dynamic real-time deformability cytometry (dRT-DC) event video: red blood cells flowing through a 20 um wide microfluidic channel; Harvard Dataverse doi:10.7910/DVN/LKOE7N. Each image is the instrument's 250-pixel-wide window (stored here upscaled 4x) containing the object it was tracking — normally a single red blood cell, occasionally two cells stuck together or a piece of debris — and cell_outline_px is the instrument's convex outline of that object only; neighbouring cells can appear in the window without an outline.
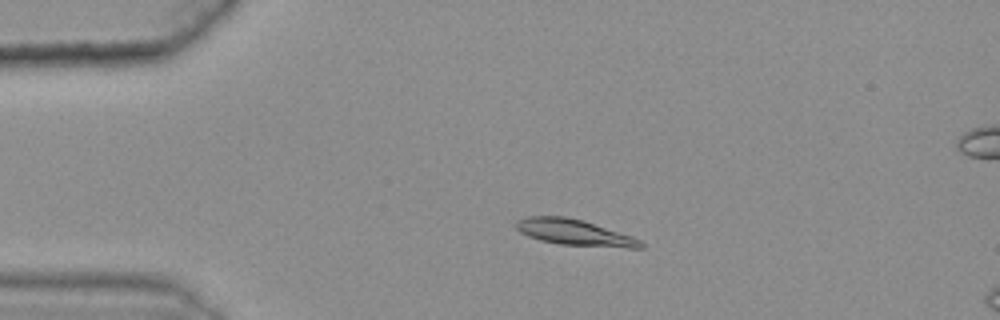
{"species": "common noctule bat (a hibernating species)", "species_latin": "Nyctalus noctula", "temperature_condition": "warm", "stored_images_in_passage": 46, "camera_frame_rate_fps": 3000, "um_per_image_px": 0.085, "animal": {"sex": "female", "body_mass_g": 25.1}, "frame": {"image": 1, "passage_image": 11, "time_ms": 3.333, "image_size_px": [1000, 320], "cell_outline_px": [[644, 248], [628, 248], [560, 244], [540, 240], [528, 236], [520, 232], [516, 228], [516, 220], [528, 216], [564, 216], [584, 220], [632, 236], [640, 240], [644, 244]], "centroid_in_image_um": [48.84, 19.75], "position_along_channel_um": 36.2, "area_um2": 18.9}}
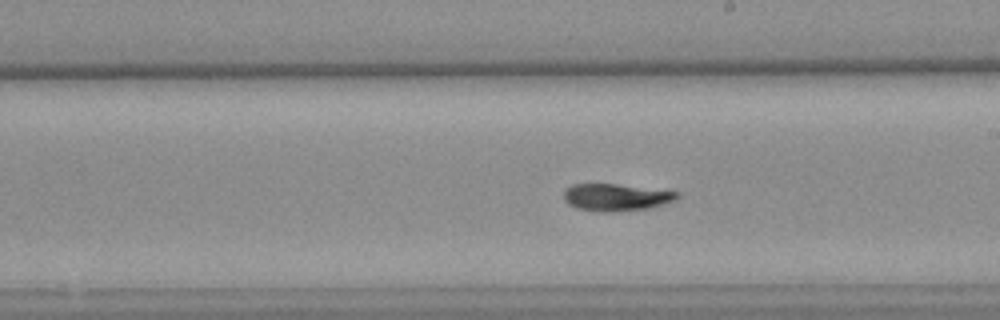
{"frame": {"image": 2, "passage_image": 31, "time_ms": 10.0, "image_size_px": [1000, 320], "cell_outline_px": [[680, 196], [676, 200], [652, 208], [612, 212], [600, 212], [576, 208], [568, 204], [564, 200], [564, 188], [572, 184], [616, 184], [680, 192]], "centroid_in_image_um": [52.36, 16.77], "position_along_channel_um": 236.6, "area_um2": 18.15}}
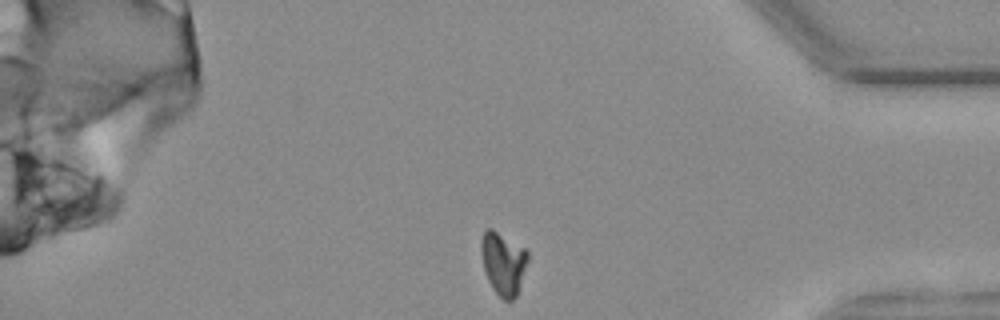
{"frame": {"image": 3, "passage_image": 46, "time_ms": 15.0, "image_size_px": [1000, 320], "cell_outline_px": [[528, 260], [516, 296], [512, 300], [504, 300], [492, 288], [488, 280], [484, 268], [480, 252], [480, 240], [484, 232], [488, 228], [492, 228], [524, 248], [528, 252]], "centroid_in_image_um": [42.75, 22.36], "position_along_channel_um": 392.4, "area_um2": 16.88}, "authors_computed_cell_mechanics": {"area_um2": 18.4382, "velocity_mm_per_s": 3.585, "shape_relaxation_time_tau1_ms": 7.5004, "shape_relaxation_time_tau2_ms": null, "deformation_change_tau1": 0.1999, "deformation_change_tau2": null}}